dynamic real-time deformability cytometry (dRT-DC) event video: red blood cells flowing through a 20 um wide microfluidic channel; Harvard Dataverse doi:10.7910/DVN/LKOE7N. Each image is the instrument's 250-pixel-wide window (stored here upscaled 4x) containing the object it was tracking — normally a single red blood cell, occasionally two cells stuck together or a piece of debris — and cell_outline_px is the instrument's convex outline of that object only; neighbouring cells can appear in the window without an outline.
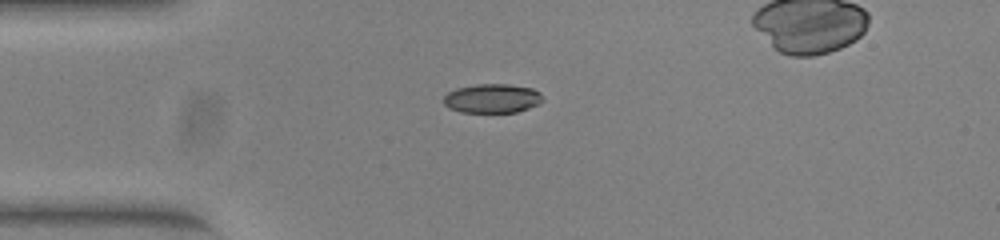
{"species": "common noctule bat (a hibernating species)", "species_latin": "Nyctalus noctula", "temperature_condition": "warm", "stored_images_in_passage": 36, "camera_frame_rate_fps": 3000, "um_per_image_px": 0.085, "animal": {"sex": "female", "body_mass_g": 23.0, "forearm_length_mm": 53.4}, "frame": {"image": 1, "passage_image": 1, "time_ms": 0.0, "image_size_px": [1000, 240], "cell_outline_px": [[544, 100], [540, 104], [516, 112], [460, 112], [448, 108], [444, 104], [444, 96], [448, 92], [456, 88], [476, 84], [508, 84], [532, 88], [540, 92]], "centroid_in_image_um": [41.85, 8.36], "position_along_channel_um": 43.2, "area_um2": 16.94}}
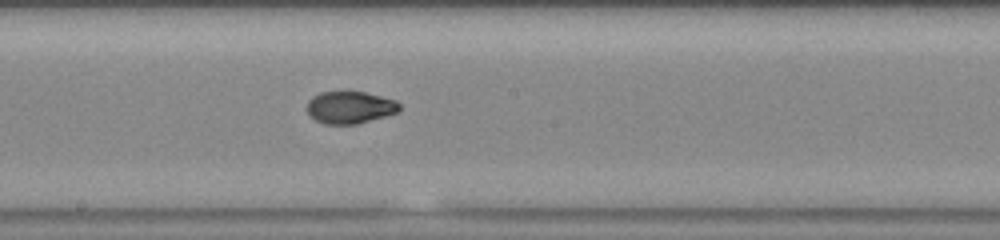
{"frame": {"image": 2, "passage_image": 16, "time_ms": 5.0, "image_size_px": [1000, 240], "cell_outline_px": [[400, 108], [396, 112], [384, 116], [356, 124], [324, 124], [308, 116], [308, 100], [312, 96], [320, 92], [364, 92], [396, 100], [400, 104]], "centroid_in_image_um": [29.71, 9.13], "position_along_channel_um": 218.5, "area_um2": 17.22}}
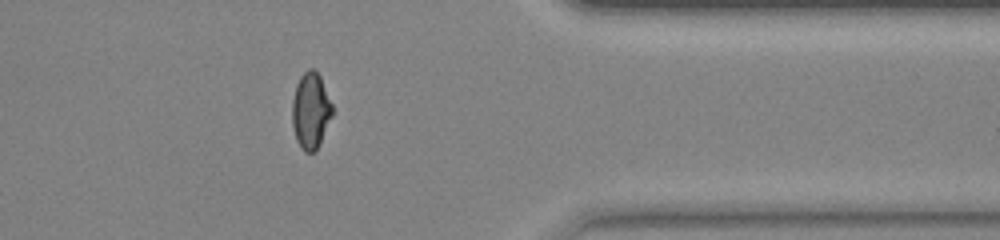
{"frame": {"image": 3, "passage_image": 30, "time_ms": 9.667, "image_size_px": [1000, 240], "cell_outline_px": [[332, 116], [316, 152], [304, 152], [300, 148], [296, 140], [292, 124], [292, 100], [296, 84], [300, 76], [308, 68], [312, 68], [320, 76], [332, 104]], "centroid_in_image_um": [26.39, 9.42], "position_along_channel_um": 385.0, "area_um2": 17.92}, "authors_computed_cell_mechanics": {"area_um2": 17.7735, "velocity_mm_per_s": 3.9191, "shape_relaxation_time_tau1_ms": 8.077, "shape_relaxation_time_tau2_ms": 1.0993, "deformation_change_tau1": 0.2403, "deformation_change_tau2": 0.0498}}